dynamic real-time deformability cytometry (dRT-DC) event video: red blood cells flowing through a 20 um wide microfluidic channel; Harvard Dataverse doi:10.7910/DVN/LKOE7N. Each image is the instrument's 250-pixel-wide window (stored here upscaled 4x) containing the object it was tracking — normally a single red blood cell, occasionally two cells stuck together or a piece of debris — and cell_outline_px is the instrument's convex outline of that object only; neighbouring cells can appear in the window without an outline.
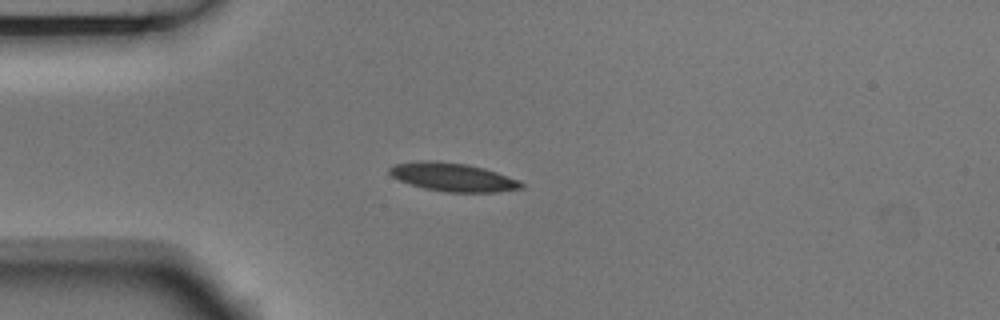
{"species": "Egyptian fruit bat (a non-hibernating species)", "species_latin": "Rousettus aegyptiacus", "temperature_condition": "room temperature", "stored_images_in_passage": 5, "camera_frame_rate_fps": 3000, "um_per_image_px": 0.085, "animal": {"sex": "male"}, "frame": {"image": 1, "passage_image": 3, "time_ms": 0.667, "image_size_px": [1000, 320], "cell_outline_px": [[524, 188], [496, 192], [444, 192], [424, 188], [400, 180], [392, 176], [388, 172], [388, 168], [392, 164], [416, 160], [436, 160], [464, 164], [484, 168], [520, 180], [524, 184]], "centroid_in_image_um": [38.48, 15.04], "position_along_channel_um": 46.5, "area_um2": 21.96}}
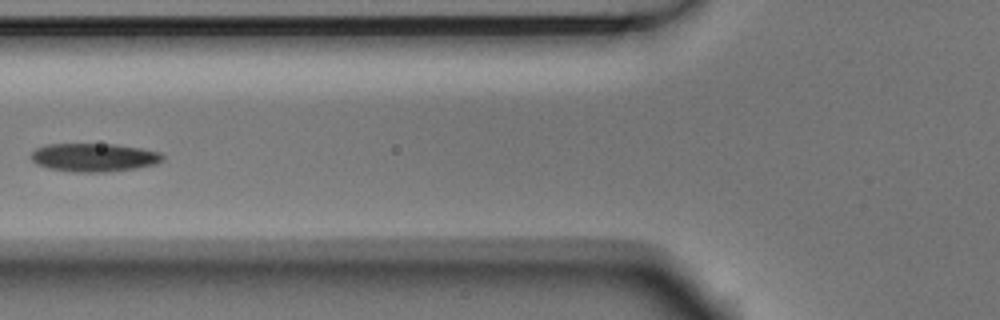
{"frame": {"image": 2, "passage_image": 5, "time_ms": 1.333, "image_size_px": [1000, 320], "cell_outline_px": [[164, 160], [156, 164], [136, 168], [108, 172], [72, 172], [48, 168], [36, 164], [28, 156], [36, 148], [48, 144], [116, 144], [140, 148], [160, 152], [164, 156]], "centroid_in_image_um": [7.98, 13.38], "position_along_channel_um": 117.8, "area_um2": 21.96}}